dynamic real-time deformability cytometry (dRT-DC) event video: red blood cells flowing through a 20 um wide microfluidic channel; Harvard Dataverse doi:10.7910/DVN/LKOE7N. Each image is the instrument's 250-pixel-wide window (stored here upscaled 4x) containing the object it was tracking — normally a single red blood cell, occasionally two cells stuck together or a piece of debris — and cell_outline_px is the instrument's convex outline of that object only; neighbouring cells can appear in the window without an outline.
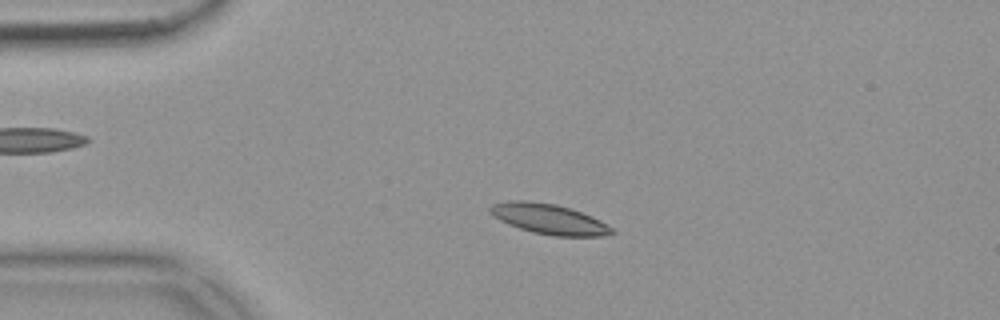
{"species": "common noctule bat (a hibernating species)", "species_latin": "Nyctalus noctula", "temperature_condition": "warm", "stored_images_in_passage": 47, "camera_frame_rate_fps": 3000, "um_per_image_px": 0.085, "animal": {"sex": "female", "body_mass_g": 18.4}, "frame": {"image": 1, "passage_image": 4, "time_ms": 1.0, "image_size_px": [1000, 320], "cell_outline_px": [[616, 232], [604, 236], [552, 236], [532, 232], [508, 224], [492, 216], [488, 208], [492, 204], [508, 200], [528, 200], [556, 204], [572, 208], [592, 216], [600, 220], [612, 228]], "centroid_in_image_um": [46.65, 18.61], "position_along_channel_um": 38.4, "area_um2": 21.68}}
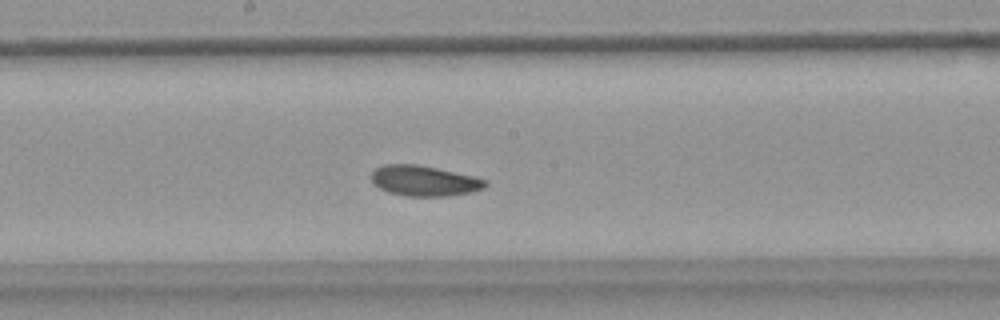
{"frame": {"image": 2, "passage_image": 21, "time_ms": 6.667, "image_size_px": [1000, 320], "cell_outline_px": [[488, 184], [484, 188], [472, 192], [448, 196], [408, 196], [388, 192], [380, 188], [372, 180], [372, 172], [376, 168], [384, 164], [416, 164], [436, 168], [472, 176], [488, 180]], "centroid_in_image_um": [36.08, 15.37], "position_along_channel_um": 212.1, "area_um2": 20.06}}
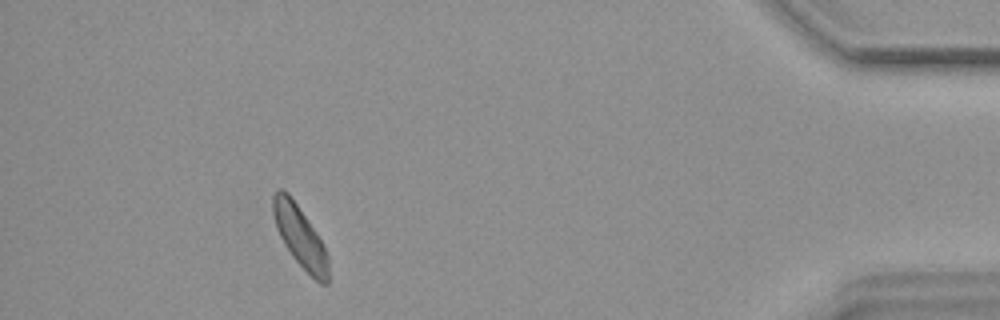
{"frame": {"image": 3, "passage_image": 42, "time_ms": 13.667, "image_size_px": [1000, 320], "cell_outline_px": [[328, 284], [320, 284], [292, 256], [284, 244], [276, 228], [272, 212], [272, 196], [280, 188], [284, 188], [288, 192], [316, 232], [324, 244], [328, 256]], "centroid_in_image_um": [25.49, 20.08], "position_along_channel_um": 409.7, "area_um2": 19.59}, "authors_computed_cell_mechanics": {"area_um2": 20.3456, "velocity_mm_per_s": 3.64, "shape_relaxation_time_tau1_ms": 4.2994, "shape_relaxation_time_tau2_ms": 6.0112, "deformation_change_tau1": 0.0991, "deformation_change_tau2": 0.1158}}